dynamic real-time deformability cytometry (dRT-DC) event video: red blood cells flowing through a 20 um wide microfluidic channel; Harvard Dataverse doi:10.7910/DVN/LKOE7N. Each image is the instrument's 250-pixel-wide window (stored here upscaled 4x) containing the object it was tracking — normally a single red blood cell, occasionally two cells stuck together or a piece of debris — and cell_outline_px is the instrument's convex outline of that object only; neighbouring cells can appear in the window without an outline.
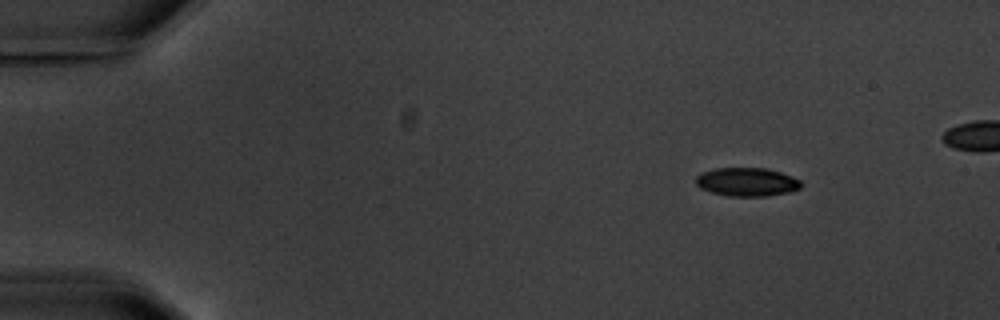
{"species": "common noctule bat (a hibernating species)", "species_latin": "Nyctalus noctula", "temperature_condition": "warm", "stored_images_in_passage": 4, "camera_frame_rate_fps": 3000, "um_per_image_px": 0.085, "animal": {"sex": "male", "body_mass_g": 20.1, "forearm_length_mm": 53.5}, "frame": {"image": 1, "passage_image": 1, "time_ms": 0.0, "image_size_px": [1000, 320], "cell_outline_px": [[800, 188], [792, 192], [768, 196], [728, 196], [712, 192], [700, 188], [696, 184], [696, 176], [704, 172], [716, 168], [768, 168], [792, 176], [800, 180]], "centroid_in_image_um": [63.51, 15.47], "position_along_channel_um": 21.5, "area_um2": 17.51}}